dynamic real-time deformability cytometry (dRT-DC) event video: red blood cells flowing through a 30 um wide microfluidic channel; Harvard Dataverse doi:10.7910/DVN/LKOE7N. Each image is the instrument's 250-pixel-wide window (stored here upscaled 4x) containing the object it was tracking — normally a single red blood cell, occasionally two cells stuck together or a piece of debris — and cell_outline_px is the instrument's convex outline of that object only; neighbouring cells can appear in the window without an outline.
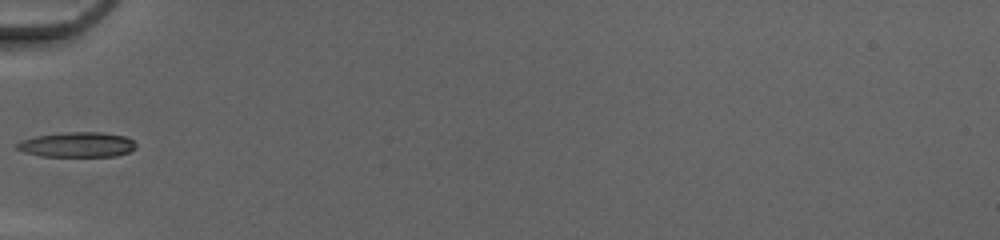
{"species": "common noctule bat (a hibernating species)", "species_latin": "Nyctalus noctula", "temperature_condition": "cold", "stored_images_in_passage": 31, "camera_frame_rate_fps": 3000, "um_per_image_px": 0.085, "animal": {"sex": "female", "body_mass_g": 20.0, "forearm_length_mm": 54.0}, "frame": {"image": 1, "passage_image": 1, "time_ms": 0.0, "image_size_px": [1000, 240], "cell_outline_px": [[136, 148], [128, 152], [116, 156], [44, 156], [24, 152], [16, 148], [16, 144], [20, 140], [36, 136], [60, 132], [100, 132], [124, 136], [132, 140], [136, 144]], "centroid_in_image_um": [6.55, 12.29], "position_along_channel_um": 78.5, "area_um2": 17.34}}
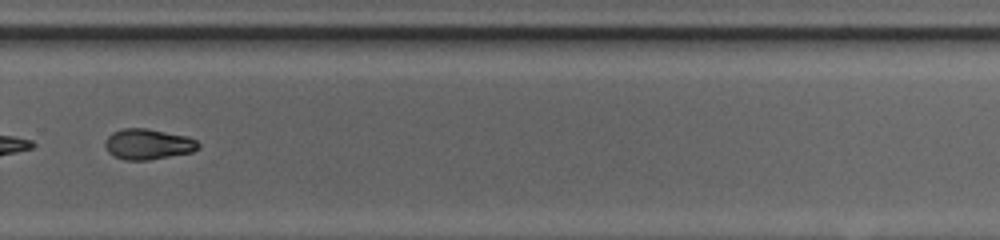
{"frame": {"image": 2, "passage_image": 18, "time_ms": 5.667, "image_size_px": [1000, 240], "cell_outline_px": [[200, 148], [192, 152], [148, 160], [124, 160], [112, 156], [108, 152], [104, 144], [104, 140], [112, 132], [124, 128], [144, 128], [188, 136], [196, 140], [200, 144]], "centroid_in_image_um": [12.56, 12.26], "position_along_channel_um": 317.2, "area_um2": 16.76}, "authors_computed_cell_mechanics": {"area_um2": 16.762, "velocity_mm_per_s": 4.2034, "shape_relaxation_time_tau1_ms": 6.6015, "shape_relaxation_time_tau2_ms": 3.868, "deformation_change_tau1": 0.227, "deformation_change_tau2": 0.076}}